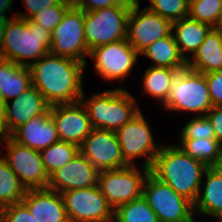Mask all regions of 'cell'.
<instances>
[{"instance_id": "46", "label": "cell", "mask_w": 222, "mask_h": 222, "mask_svg": "<svg viewBox=\"0 0 222 222\" xmlns=\"http://www.w3.org/2000/svg\"><path fill=\"white\" fill-rule=\"evenodd\" d=\"M217 219L222 222V215H220Z\"/></svg>"}, {"instance_id": "1", "label": "cell", "mask_w": 222, "mask_h": 222, "mask_svg": "<svg viewBox=\"0 0 222 222\" xmlns=\"http://www.w3.org/2000/svg\"><path fill=\"white\" fill-rule=\"evenodd\" d=\"M85 66L78 60L49 52L29 67L32 86L41 92L51 106L79 102L83 94Z\"/></svg>"}, {"instance_id": "47", "label": "cell", "mask_w": 222, "mask_h": 222, "mask_svg": "<svg viewBox=\"0 0 222 222\" xmlns=\"http://www.w3.org/2000/svg\"><path fill=\"white\" fill-rule=\"evenodd\" d=\"M65 1L73 3L75 0H65Z\"/></svg>"}, {"instance_id": "3", "label": "cell", "mask_w": 222, "mask_h": 222, "mask_svg": "<svg viewBox=\"0 0 222 222\" xmlns=\"http://www.w3.org/2000/svg\"><path fill=\"white\" fill-rule=\"evenodd\" d=\"M52 33L41 25L12 18L6 25L0 58L30 67L51 50Z\"/></svg>"}, {"instance_id": "23", "label": "cell", "mask_w": 222, "mask_h": 222, "mask_svg": "<svg viewBox=\"0 0 222 222\" xmlns=\"http://www.w3.org/2000/svg\"><path fill=\"white\" fill-rule=\"evenodd\" d=\"M31 86L29 67L0 58V95L3 104L19 97Z\"/></svg>"}, {"instance_id": "20", "label": "cell", "mask_w": 222, "mask_h": 222, "mask_svg": "<svg viewBox=\"0 0 222 222\" xmlns=\"http://www.w3.org/2000/svg\"><path fill=\"white\" fill-rule=\"evenodd\" d=\"M9 137L23 146L38 151L60 141L50 113L31 118L28 122L15 129Z\"/></svg>"}, {"instance_id": "2", "label": "cell", "mask_w": 222, "mask_h": 222, "mask_svg": "<svg viewBox=\"0 0 222 222\" xmlns=\"http://www.w3.org/2000/svg\"><path fill=\"white\" fill-rule=\"evenodd\" d=\"M206 168L202 161L189 156L179 145L162 144L150 173L194 203Z\"/></svg>"}, {"instance_id": "12", "label": "cell", "mask_w": 222, "mask_h": 222, "mask_svg": "<svg viewBox=\"0 0 222 222\" xmlns=\"http://www.w3.org/2000/svg\"><path fill=\"white\" fill-rule=\"evenodd\" d=\"M69 222H113V208L98 185L61 193Z\"/></svg>"}, {"instance_id": "43", "label": "cell", "mask_w": 222, "mask_h": 222, "mask_svg": "<svg viewBox=\"0 0 222 222\" xmlns=\"http://www.w3.org/2000/svg\"><path fill=\"white\" fill-rule=\"evenodd\" d=\"M212 28L218 30L222 34V9L220 10L215 25Z\"/></svg>"}, {"instance_id": "7", "label": "cell", "mask_w": 222, "mask_h": 222, "mask_svg": "<svg viewBox=\"0 0 222 222\" xmlns=\"http://www.w3.org/2000/svg\"><path fill=\"white\" fill-rule=\"evenodd\" d=\"M129 12L130 10L116 5L85 12L84 35L89 51L126 39Z\"/></svg>"}, {"instance_id": "9", "label": "cell", "mask_w": 222, "mask_h": 222, "mask_svg": "<svg viewBox=\"0 0 222 222\" xmlns=\"http://www.w3.org/2000/svg\"><path fill=\"white\" fill-rule=\"evenodd\" d=\"M85 12L71 6L61 22L52 31L50 53L61 57L78 60L86 66V56L89 55L84 35Z\"/></svg>"}, {"instance_id": "4", "label": "cell", "mask_w": 222, "mask_h": 222, "mask_svg": "<svg viewBox=\"0 0 222 222\" xmlns=\"http://www.w3.org/2000/svg\"><path fill=\"white\" fill-rule=\"evenodd\" d=\"M84 98L83 91L80 101L87 110L93 128L116 132L141 111L136 106V98L123 88L95 93L86 100Z\"/></svg>"}, {"instance_id": "34", "label": "cell", "mask_w": 222, "mask_h": 222, "mask_svg": "<svg viewBox=\"0 0 222 222\" xmlns=\"http://www.w3.org/2000/svg\"><path fill=\"white\" fill-rule=\"evenodd\" d=\"M180 139H216L211 122L206 116H195L183 126Z\"/></svg>"}, {"instance_id": "29", "label": "cell", "mask_w": 222, "mask_h": 222, "mask_svg": "<svg viewBox=\"0 0 222 222\" xmlns=\"http://www.w3.org/2000/svg\"><path fill=\"white\" fill-rule=\"evenodd\" d=\"M26 189L7 162L0 157V205L6 207L20 203Z\"/></svg>"}, {"instance_id": "24", "label": "cell", "mask_w": 222, "mask_h": 222, "mask_svg": "<svg viewBox=\"0 0 222 222\" xmlns=\"http://www.w3.org/2000/svg\"><path fill=\"white\" fill-rule=\"evenodd\" d=\"M212 27L209 24L199 22L189 16L173 21L172 34L178 45L180 55L187 61L190 57L184 52L192 53V56L203 43L206 34Z\"/></svg>"}, {"instance_id": "17", "label": "cell", "mask_w": 222, "mask_h": 222, "mask_svg": "<svg viewBox=\"0 0 222 222\" xmlns=\"http://www.w3.org/2000/svg\"><path fill=\"white\" fill-rule=\"evenodd\" d=\"M50 116L57 128L60 141L79 146L93 129L87 110L81 101L52 105Z\"/></svg>"}, {"instance_id": "21", "label": "cell", "mask_w": 222, "mask_h": 222, "mask_svg": "<svg viewBox=\"0 0 222 222\" xmlns=\"http://www.w3.org/2000/svg\"><path fill=\"white\" fill-rule=\"evenodd\" d=\"M203 176L206 177V181L200 184L197 198L193 203L194 215L198 212L218 218L222 215V166L207 167Z\"/></svg>"}, {"instance_id": "14", "label": "cell", "mask_w": 222, "mask_h": 222, "mask_svg": "<svg viewBox=\"0 0 222 222\" xmlns=\"http://www.w3.org/2000/svg\"><path fill=\"white\" fill-rule=\"evenodd\" d=\"M79 152L98 171L129 166L124 160L115 131L93 128L79 145Z\"/></svg>"}, {"instance_id": "27", "label": "cell", "mask_w": 222, "mask_h": 222, "mask_svg": "<svg viewBox=\"0 0 222 222\" xmlns=\"http://www.w3.org/2000/svg\"><path fill=\"white\" fill-rule=\"evenodd\" d=\"M180 69L150 66L145 71L143 89L148 95L157 98L163 105L169 97L173 75Z\"/></svg>"}, {"instance_id": "16", "label": "cell", "mask_w": 222, "mask_h": 222, "mask_svg": "<svg viewBox=\"0 0 222 222\" xmlns=\"http://www.w3.org/2000/svg\"><path fill=\"white\" fill-rule=\"evenodd\" d=\"M7 101L2 109V137L9 136L31 118L50 113L51 105L34 86L29 87L12 103ZM12 104V105H11Z\"/></svg>"}, {"instance_id": "40", "label": "cell", "mask_w": 222, "mask_h": 222, "mask_svg": "<svg viewBox=\"0 0 222 222\" xmlns=\"http://www.w3.org/2000/svg\"><path fill=\"white\" fill-rule=\"evenodd\" d=\"M13 0H0V18L10 20L16 17L17 13H14L13 17L9 18L7 15L8 11L11 9ZM7 12V13H6Z\"/></svg>"}, {"instance_id": "31", "label": "cell", "mask_w": 222, "mask_h": 222, "mask_svg": "<svg viewBox=\"0 0 222 222\" xmlns=\"http://www.w3.org/2000/svg\"><path fill=\"white\" fill-rule=\"evenodd\" d=\"M221 9L222 0H190L188 16L213 27Z\"/></svg>"}, {"instance_id": "32", "label": "cell", "mask_w": 222, "mask_h": 222, "mask_svg": "<svg viewBox=\"0 0 222 222\" xmlns=\"http://www.w3.org/2000/svg\"><path fill=\"white\" fill-rule=\"evenodd\" d=\"M147 8L170 21L180 20L188 16L189 0H149Z\"/></svg>"}, {"instance_id": "30", "label": "cell", "mask_w": 222, "mask_h": 222, "mask_svg": "<svg viewBox=\"0 0 222 222\" xmlns=\"http://www.w3.org/2000/svg\"><path fill=\"white\" fill-rule=\"evenodd\" d=\"M113 222H159L157 215L141 196L114 209Z\"/></svg>"}, {"instance_id": "19", "label": "cell", "mask_w": 222, "mask_h": 222, "mask_svg": "<svg viewBox=\"0 0 222 222\" xmlns=\"http://www.w3.org/2000/svg\"><path fill=\"white\" fill-rule=\"evenodd\" d=\"M37 222H69L60 193L44 189H28L21 201Z\"/></svg>"}, {"instance_id": "33", "label": "cell", "mask_w": 222, "mask_h": 222, "mask_svg": "<svg viewBox=\"0 0 222 222\" xmlns=\"http://www.w3.org/2000/svg\"><path fill=\"white\" fill-rule=\"evenodd\" d=\"M71 6L72 3L60 0L56 5L40 10V12L34 14L29 20L32 23L41 25L52 33Z\"/></svg>"}, {"instance_id": "38", "label": "cell", "mask_w": 222, "mask_h": 222, "mask_svg": "<svg viewBox=\"0 0 222 222\" xmlns=\"http://www.w3.org/2000/svg\"><path fill=\"white\" fill-rule=\"evenodd\" d=\"M205 116L211 122L216 140L222 145V107L213 106Z\"/></svg>"}, {"instance_id": "11", "label": "cell", "mask_w": 222, "mask_h": 222, "mask_svg": "<svg viewBox=\"0 0 222 222\" xmlns=\"http://www.w3.org/2000/svg\"><path fill=\"white\" fill-rule=\"evenodd\" d=\"M1 141H6L7 149V153L2 157L24 188H47L49 176L44 169L40 152L15 142L9 136L2 137Z\"/></svg>"}, {"instance_id": "37", "label": "cell", "mask_w": 222, "mask_h": 222, "mask_svg": "<svg viewBox=\"0 0 222 222\" xmlns=\"http://www.w3.org/2000/svg\"><path fill=\"white\" fill-rule=\"evenodd\" d=\"M60 0H24L26 6V13L16 14V17L29 20L34 14L40 10L56 5Z\"/></svg>"}, {"instance_id": "28", "label": "cell", "mask_w": 222, "mask_h": 222, "mask_svg": "<svg viewBox=\"0 0 222 222\" xmlns=\"http://www.w3.org/2000/svg\"><path fill=\"white\" fill-rule=\"evenodd\" d=\"M39 152L44 169L50 177L79 153V146L70 142L58 141Z\"/></svg>"}, {"instance_id": "41", "label": "cell", "mask_w": 222, "mask_h": 222, "mask_svg": "<svg viewBox=\"0 0 222 222\" xmlns=\"http://www.w3.org/2000/svg\"><path fill=\"white\" fill-rule=\"evenodd\" d=\"M113 3L130 11L138 6L137 0H113Z\"/></svg>"}, {"instance_id": "10", "label": "cell", "mask_w": 222, "mask_h": 222, "mask_svg": "<svg viewBox=\"0 0 222 222\" xmlns=\"http://www.w3.org/2000/svg\"><path fill=\"white\" fill-rule=\"evenodd\" d=\"M124 160L134 165L138 157H146L142 166L151 168L155 156L162 147L154 141L150 126L140 111L116 131Z\"/></svg>"}, {"instance_id": "22", "label": "cell", "mask_w": 222, "mask_h": 222, "mask_svg": "<svg viewBox=\"0 0 222 222\" xmlns=\"http://www.w3.org/2000/svg\"><path fill=\"white\" fill-rule=\"evenodd\" d=\"M187 67L200 73L222 70V34L211 28L192 58L187 60Z\"/></svg>"}, {"instance_id": "8", "label": "cell", "mask_w": 222, "mask_h": 222, "mask_svg": "<svg viewBox=\"0 0 222 222\" xmlns=\"http://www.w3.org/2000/svg\"><path fill=\"white\" fill-rule=\"evenodd\" d=\"M142 170L141 173L136 165H129L99 171L98 186L113 210L142 196L143 184L150 169L142 166Z\"/></svg>"}, {"instance_id": "18", "label": "cell", "mask_w": 222, "mask_h": 222, "mask_svg": "<svg viewBox=\"0 0 222 222\" xmlns=\"http://www.w3.org/2000/svg\"><path fill=\"white\" fill-rule=\"evenodd\" d=\"M99 171L79 152L49 177L48 189L63 193L98 185Z\"/></svg>"}, {"instance_id": "45", "label": "cell", "mask_w": 222, "mask_h": 222, "mask_svg": "<svg viewBox=\"0 0 222 222\" xmlns=\"http://www.w3.org/2000/svg\"><path fill=\"white\" fill-rule=\"evenodd\" d=\"M0 222H5V207L0 205Z\"/></svg>"}, {"instance_id": "44", "label": "cell", "mask_w": 222, "mask_h": 222, "mask_svg": "<svg viewBox=\"0 0 222 222\" xmlns=\"http://www.w3.org/2000/svg\"><path fill=\"white\" fill-rule=\"evenodd\" d=\"M2 109H3V102L0 99V139L2 138Z\"/></svg>"}, {"instance_id": "15", "label": "cell", "mask_w": 222, "mask_h": 222, "mask_svg": "<svg viewBox=\"0 0 222 222\" xmlns=\"http://www.w3.org/2000/svg\"><path fill=\"white\" fill-rule=\"evenodd\" d=\"M173 22L138 5L129 12L127 41L140 54L153 42L172 33Z\"/></svg>"}, {"instance_id": "35", "label": "cell", "mask_w": 222, "mask_h": 222, "mask_svg": "<svg viewBox=\"0 0 222 222\" xmlns=\"http://www.w3.org/2000/svg\"><path fill=\"white\" fill-rule=\"evenodd\" d=\"M204 75L213 106L222 107V70Z\"/></svg>"}, {"instance_id": "5", "label": "cell", "mask_w": 222, "mask_h": 222, "mask_svg": "<svg viewBox=\"0 0 222 222\" xmlns=\"http://www.w3.org/2000/svg\"><path fill=\"white\" fill-rule=\"evenodd\" d=\"M163 106L169 111L200 112L199 116H205L213 104L204 73L187 66L178 70L173 75L169 97Z\"/></svg>"}, {"instance_id": "36", "label": "cell", "mask_w": 222, "mask_h": 222, "mask_svg": "<svg viewBox=\"0 0 222 222\" xmlns=\"http://www.w3.org/2000/svg\"><path fill=\"white\" fill-rule=\"evenodd\" d=\"M5 222H37L28 208L22 203L5 207Z\"/></svg>"}, {"instance_id": "42", "label": "cell", "mask_w": 222, "mask_h": 222, "mask_svg": "<svg viewBox=\"0 0 222 222\" xmlns=\"http://www.w3.org/2000/svg\"><path fill=\"white\" fill-rule=\"evenodd\" d=\"M7 22L8 20L0 18V57L2 55L3 39L5 36Z\"/></svg>"}, {"instance_id": "6", "label": "cell", "mask_w": 222, "mask_h": 222, "mask_svg": "<svg viewBox=\"0 0 222 222\" xmlns=\"http://www.w3.org/2000/svg\"><path fill=\"white\" fill-rule=\"evenodd\" d=\"M142 196L159 222H196L193 203L150 172L144 181Z\"/></svg>"}, {"instance_id": "25", "label": "cell", "mask_w": 222, "mask_h": 222, "mask_svg": "<svg viewBox=\"0 0 222 222\" xmlns=\"http://www.w3.org/2000/svg\"><path fill=\"white\" fill-rule=\"evenodd\" d=\"M140 54L155 62L152 66L170 69H183L187 66V61L180 55L172 33L153 42Z\"/></svg>"}, {"instance_id": "26", "label": "cell", "mask_w": 222, "mask_h": 222, "mask_svg": "<svg viewBox=\"0 0 222 222\" xmlns=\"http://www.w3.org/2000/svg\"><path fill=\"white\" fill-rule=\"evenodd\" d=\"M185 153L207 167L222 166V145L216 139H180Z\"/></svg>"}, {"instance_id": "39", "label": "cell", "mask_w": 222, "mask_h": 222, "mask_svg": "<svg viewBox=\"0 0 222 222\" xmlns=\"http://www.w3.org/2000/svg\"><path fill=\"white\" fill-rule=\"evenodd\" d=\"M72 5L84 12H88L101 8H108L115 4L113 3V0H75Z\"/></svg>"}, {"instance_id": "13", "label": "cell", "mask_w": 222, "mask_h": 222, "mask_svg": "<svg viewBox=\"0 0 222 222\" xmlns=\"http://www.w3.org/2000/svg\"><path fill=\"white\" fill-rule=\"evenodd\" d=\"M139 53L127 38L95 47L89 51L98 75L105 80H124L131 74Z\"/></svg>"}]
</instances>
